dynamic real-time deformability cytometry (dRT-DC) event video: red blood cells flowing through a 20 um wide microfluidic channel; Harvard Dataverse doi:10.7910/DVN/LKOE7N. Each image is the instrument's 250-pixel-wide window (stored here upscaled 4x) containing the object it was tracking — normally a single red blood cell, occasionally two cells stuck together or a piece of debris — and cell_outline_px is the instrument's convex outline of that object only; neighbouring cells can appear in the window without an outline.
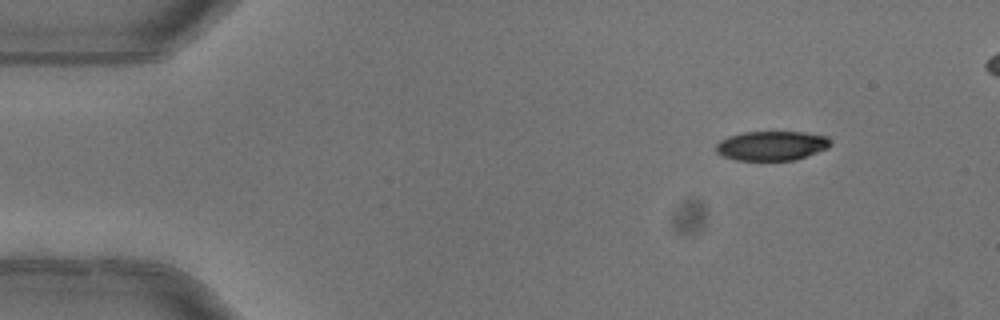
{"species": "common noctule bat (a hibernating species)", "species_latin": "Nyctalus noctula", "temperature_condition": "warm", "stored_images_in_passage": 5, "camera_frame_rate_fps": 3000, "um_per_image_px": 0.085, "animal": {"sex": "female"}, "frame": {"image": 1, "passage_image": 1, "time_ms": 0.0, "image_size_px": [1000, 320], "cell_outline_px": [[832, 144], [828, 148], [796, 160], [736, 160], [724, 156], [716, 152], [716, 144], [720, 140], [728, 136], [744, 132], [804, 132], [828, 136], [832, 140]], "centroid_in_image_um": [65.62, 12.38], "position_along_channel_um": 19.4, "area_um2": 19.77}}
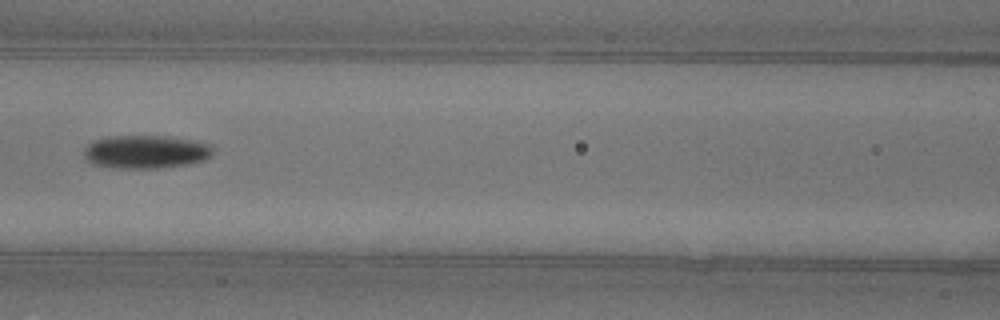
{"frame": {"image": 2, "passage_image": 5, "time_ms": 1.333, "image_size_px": [1000, 320], "cell_outline_px": [[212, 152], [204, 160], [184, 164], [156, 168], [120, 168], [92, 164], [84, 156], [84, 148], [92, 140], [108, 136], [172, 136], [196, 140], [212, 144]], "centroid_in_image_um": [12.38, 12.88], "position_along_channel_um": 154.2, "area_um2": 25.03}}